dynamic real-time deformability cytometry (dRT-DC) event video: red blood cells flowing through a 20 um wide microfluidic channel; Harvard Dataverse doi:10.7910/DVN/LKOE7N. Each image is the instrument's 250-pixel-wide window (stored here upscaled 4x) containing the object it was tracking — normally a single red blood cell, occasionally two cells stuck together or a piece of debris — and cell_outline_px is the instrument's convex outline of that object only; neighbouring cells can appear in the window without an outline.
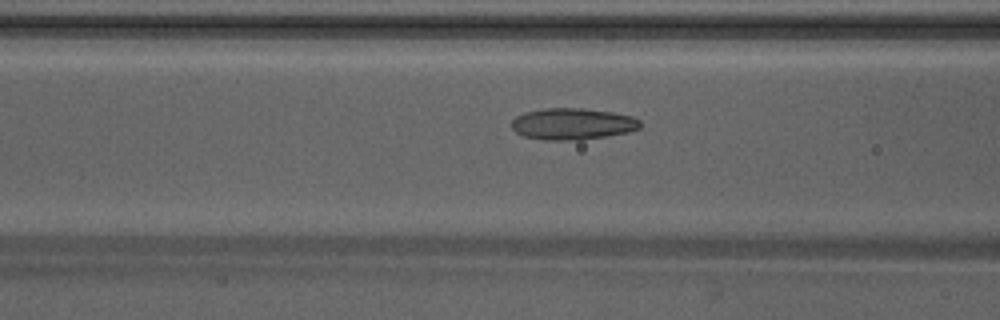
{"species": "Egyptian fruit bat (a non-hibernating species)", "species_latin": "Rousettus aegyptiacus", "temperature_condition": "warm", "stored_images_in_passage": 47, "camera_frame_rate_fps": 3000, "um_per_image_px": 0.085, "animal": {"sex": "male"}, "frame": {"image": 1, "passage_image": 17, "time_ms": 5.333, "image_size_px": [1000, 320], "cell_outline_px": [[640, 128], [628, 132], [580, 140], [544, 140], [524, 136], [516, 132], [512, 128], [512, 120], [516, 116], [524, 112], [544, 108], [584, 108], [612, 112], [632, 116], [640, 120]], "centroid_in_image_um": [48.65, 10.52], "position_along_channel_um": 117.9, "area_um2": 23.64}}
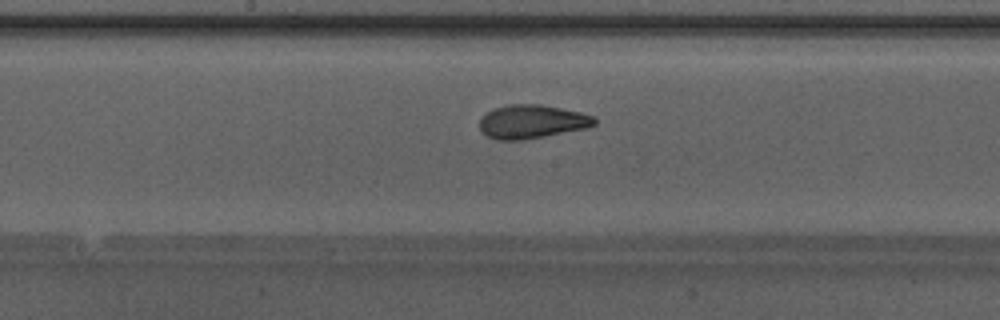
{"frame": {"image": 2, "passage_image": 23, "time_ms": 7.333, "image_size_px": [1000, 320], "cell_outline_px": [[596, 124], [588, 128], [524, 140], [496, 140], [480, 132], [480, 120], [488, 112], [496, 108], [508, 104], [540, 104], [580, 112], [596, 116]], "centroid_in_image_um": [45.24, 10.35], "position_along_channel_um": 203.0, "area_um2": 22.6}}
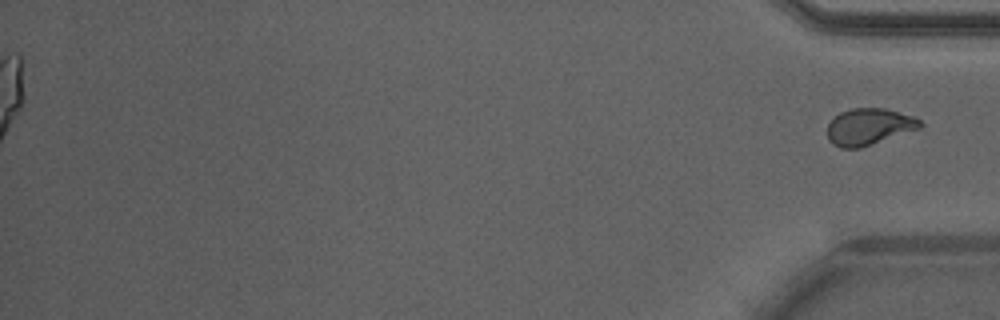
{"frame": {"image": 3, "passage_image": 47, "time_ms": 15.333, "image_size_px": [1000, 320], "cell_outline_px": [[920, 128], [860, 148], [840, 148], [832, 144], [828, 140], [828, 124], [840, 112], [852, 108], [884, 108], [912, 116], [920, 120]], "centroid_in_image_um": [73.82, 10.77], "position_along_channel_um": 361.4, "area_um2": 19.54}}